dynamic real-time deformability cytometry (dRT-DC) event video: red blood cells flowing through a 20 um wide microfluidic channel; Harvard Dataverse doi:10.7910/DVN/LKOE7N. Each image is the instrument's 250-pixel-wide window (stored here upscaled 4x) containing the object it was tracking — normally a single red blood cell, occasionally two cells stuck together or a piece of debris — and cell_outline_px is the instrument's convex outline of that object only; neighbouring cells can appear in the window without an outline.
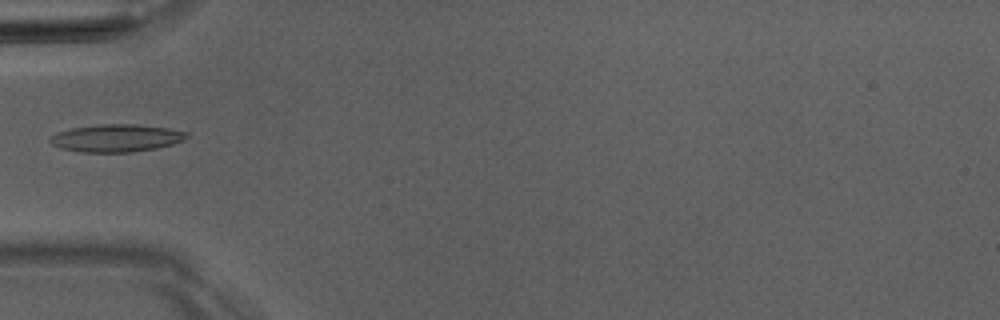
{"species": "Egyptian fruit bat (a non-hibernating species)", "species_latin": "Rousettus aegyptiacus", "temperature_condition": "room temperature", "stored_images_in_passage": 1, "camera_frame_rate_fps": 3000, "um_per_image_px": 0.085, "animal": {"sex": "male"}, "frame": {"image": 1, "passage_image": 1, "time_ms": 0.0, "image_size_px": [1000, 320], "cell_outline_px": [[188, 136], [184, 140], [172, 144], [156, 148], [132, 152], [80, 152], [60, 148], [52, 144], [48, 140], [48, 136], [56, 132], [72, 128], [100, 124], [136, 124], [168, 128], [188, 132]], "centroid_in_image_um": [9.85, 11.73], "position_along_channel_um": 75.1, "area_um2": 22.08}}